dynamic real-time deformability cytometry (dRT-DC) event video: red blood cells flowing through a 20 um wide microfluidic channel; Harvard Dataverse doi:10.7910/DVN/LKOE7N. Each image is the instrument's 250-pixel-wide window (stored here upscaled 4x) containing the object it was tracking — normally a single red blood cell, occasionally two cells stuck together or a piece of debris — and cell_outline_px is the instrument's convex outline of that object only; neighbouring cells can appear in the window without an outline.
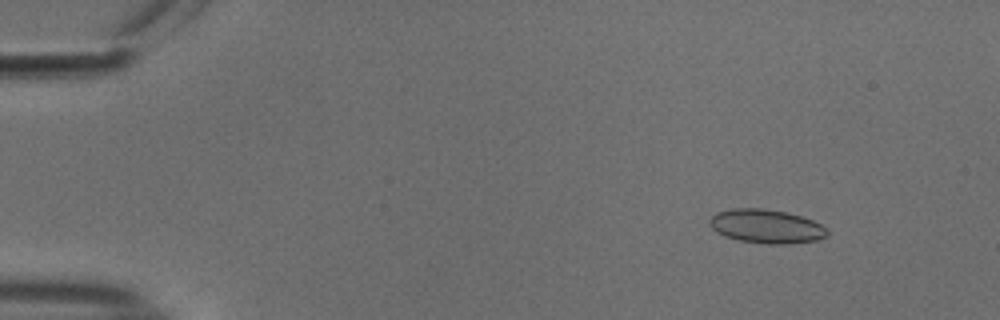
{"species": "common noctule bat (a hibernating species)", "species_latin": "Nyctalus noctula", "temperature_condition": "cold", "stored_images_in_passage": 54, "camera_frame_rate_fps": 3000, "um_per_image_px": 0.085, "animal": {"sex": "male", "body_mass_g": 18.8}, "frame": {"image": 1, "passage_image": 7, "time_ms": 2.0, "image_size_px": [1000, 320], "cell_outline_px": [[828, 236], [816, 240], [788, 244], [764, 244], [740, 240], [724, 236], [716, 232], [712, 228], [708, 220], [716, 212], [732, 208], [764, 208], [788, 212], [812, 220], [820, 224], [828, 232]], "centroid_in_image_um": [65.11, 19.23], "position_along_channel_um": 19.9, "area_um2": 23.29}}
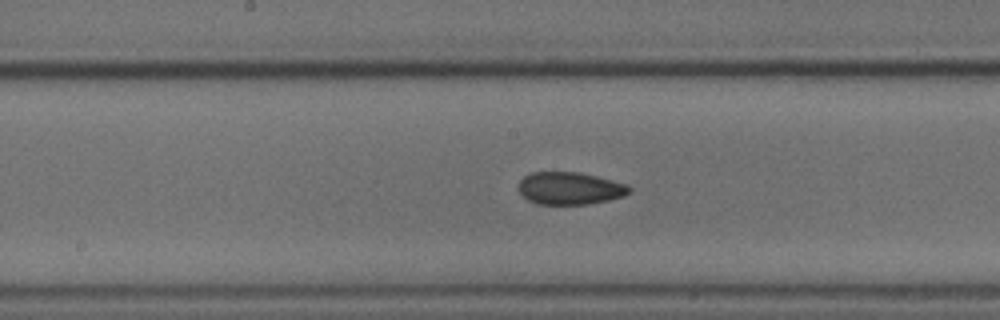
{"frame": {"image": 2, "passage_image": 29, "time_ms": 9.333, "image_size_px": [1000, 320], "cell_outline_px": [[632, 188], [624, 196], [608, 200], [588, 204], [536, 204], [528, 200], [520, 192], [520, 180], [524, 176], [532, 172], [580, 172], [628, 184]], "centroid_in_image_um": [48.45, 16.0], "position_along_channel_um": 199.7, "area_um2": 20.87}}
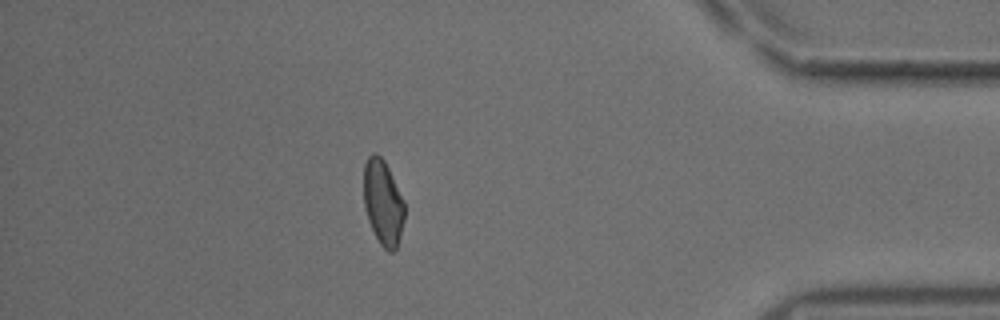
{"frame": {"image": 3, "passage_image": 48, "time_ms": 15.667, "image_size_px": [1000, 320], "cell_outline_px": [[404, 220], [400, 236], [396, 248], [392, 252], [388, 252], [380, 244], [368, 220], [364, 204], [364, 164], [368, 156], [372, 152], [376, 152], [384, 160], [404, 200]], "centroid_in_image_um": [32.55, 17.2], "position_along_channel_um": 402.6, "area_um2": 20.17}, "authors_computed_cell_mechanics": {"area_um2": 21.4727, "velocity_mm_per_s": 3.7708, "shape_relaxation_time_tau1_ms": null, "shape_relaxation_time_tau2_ms": 1.703, "deformation_change_tau1": null, "deformation_change_tau2": 0.0598}}